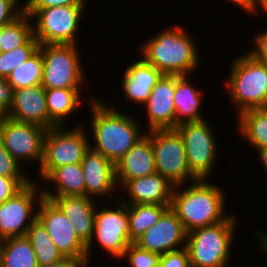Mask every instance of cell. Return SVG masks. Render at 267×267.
I'll return each mask as SVG.
<instances>
[{"mask_svg": "<svg viewBox=\"0 0 267 267\" xmlns=\"http://www.w3.org/2000/svg\"><path fill=\"white\" fill-rule=\"evenodd\" d=\"M31 181L29 178H7L0 175V204Z\"/></svg>", "mask_w": 267, "mask_h": 267, "instance_id": "d590c367", "label": "cell"}, {"mask_svg": "<svg viewBox=\"0 0 267 267\" xmlns=\"http://www.w3.org/2000/svg\"><path fill=\"white\" fill-rule=\"evenodd\" d=\"M158 267H191L186 247L162 254Z\"/></svg>", "mask_w": 267, "mask_h": 267, "instance_id": "e575fe53", "label": "cell"}, {"mask_svg": "<svg viewBox=\"0 0 267 267\" xmlns=\"http://www.w3.org/2000/svg\"><path fill=\"white\" fill-rule=\"evenodd\" d=\"M238 118L237 130L243 139L256 150L267 148V107L243 111Z\"/></svg>", "mask_w": 267, "mask_h": 267, "instance_id": "4316f807", "label": "cell"}, {"mask_svg": "<svg viewBox=\"0 0 267 267\" xmlns=\"http://www.w3.org/2000/svg\"><path fill=\"white\" fill-rule=\"evenodd\" d=\"M254 47L248 54H250L255 60L267 66V30L262 31L255 35Z\"/></svg>", "mask_w": 267, "mask_h": 267, "instance_id": "f35d334b", "label": "cell"}, {"mask_svg": "<svg viewBox=\"0 0 267 267\" xmlns=\"http://www.w3.org/2000/svg\"><path fill=\"white\" fill-rule=\"evenodd\" d=\"M258 236V240H261L260 246L263 248L265 251L264 253L266 254L267 257V234L266 233H261L260 231H257L256 234Z\"/></svg>", "mask_w": 267, "mask_h": 267, "instance_id": "7bdbcfd3", "label": "cell"}, {"mask_svg": "<svg viewBox=\"0 0 267 267\" xmlns=\"http://www.w3.org/2000/svg\"><path fill=\"white\" fill-rule=\"evenodd\" d=\"M82 128L78 126L66 130L65 126H55L47 130L39 168L41 179L54 168L82 162L85 152L90 148L88 134Z\"/></svg>", "mask_w": 267, "mask_h": 267, "instance_id": "ba28073f", "label": "cell"}, {"mask_svg": "<svg viewBox=\"0 0 267 267\" xmlns=\"http://www.w3.org/2000/svg\"><path fill=\"white\" fill-rule=\"evenodd\" d=\"M45 181L54 183L55 193L45 188L43 198L57 196L85 195V182L81 163L67 164L54 168L45 178Z\"/></svg>", "mask_w": 267, "mask_h": 267, "instance_id": "603a6c76", "label": "cell"}, {"mask_svg": "<svg viewBox=\"0 0 267 267\" xmlns=\"http://www.w3.org/2000/svg\"><path fill=\"white\" fill-rule=\"evenodd\" d=\"M7 117L49 129L45 88L40 84L13 90Z\"/></svg>", "mask_w": 267, "mask_h": 267, "instance_id": "e0dca14e", "label": "cell"}, {"mask_svg": "<svg viewBox=\"0 0 267 267\" xmlns=\"http://www.w3.org/2000/svg\"><path fill=\"white\" fill-rule=\"evenodd\" d=\"M85 182V196L94 199L96 196L112 197L117 183L115 165L101 153L89 148L81 162Z\"/></svg>", "mask_w": 267, "mask_h": 267, "instance_id": "ac0fdd59", "label": "cell"}, {"mask_svg": "<svg viewBox=\"0 0 267 267\" xmlns=\"http://www.w3.org/2000/svg\"><path fill=\"white\" fill-rule=\"evenodd\" d=\"M155 172L154 151L147 134L115 164L116 183L120 187L128 180L145 177Z\"/></svg>", "mask_w": 267, "mask_h": 267, "instance_id": "ffe728a7", "label": "cell"}, {"mask_svg": "<svg viewBox=\"0 0 267 267\" xmlns=\"http://www.w3.org/2000/svg\"><path fill=\"white\" fill-rule=\"evenodd\" d=\"M233 2L235 5L241 7L242 10L247 11V13H254L257 10L258 0H227Z\"/></svg>", "mask_w": 267, "mask_h": 267, "instance_id": "b9f144b4", "label": "cell"}, {"mask_svg": "<svg viewBox=\"0 0 267 267\" xmlns=\"http://www.w3.org/2000/svg\"><path fill=\"white\" fill-rule=\"evenodd\" d=\"M225 87L237 115L241 112L267 107V66L247 52L235 57Z\"/></svg>", "mask_w": 267, "mask_h": 267, "instance_id": "277c9868", "label": "cell"}, {"mask_svg": "<svg viewBox=\"0 0 267 267\" xmlns=\"http://www.w3.org/2000/svg\"><path fill=\"white\" fill-rule=\"evenodd\" d=\"M171 205L127 204L129 236L134 243L152 227Z\"/></svg>", "mask_w": 267, "mask_h": 267, "instance_id": "83f0119b", "label": "cell"}, {"mask_svg": "<svg viewBox=\"0 0 267 267\" xmlns=\"http://www.w3.org/2000/svg\"><path fill=\"white\" fill-rule=\"evenodd\" d=\"M84 6H60L44 9H23L32 20L33 36L41 44L77 45V31Z\"/></svg>", "mask_w": 267, "mask_h": 267, "instance_id": "52a82bcc", "label": "cell"}, {"mask_svg": "<svg viewBox=\"0 0 267 267\" xmlns=\"http://www.w3.org/2000/svg\"><path fill=\"white\" fill-rule=\"evenodd\" d=\"M21 165L9 154L0 139V175L7 178H28Z\"/></svg>", "mask_w": 267, "mask_h": 267, "instance_id": "836d02e7", "label": "cell"}, {"mask_svg": "<svg viewBox=\"0 0 267 267\" xmlns=\"http://www.w3.org/2000/svg\"><path fill=\"white\" fill-rule=\"evenodd\" d=\"M160 256L158 253L144 250L137 244L131 243L125 250L123 258L129 260L131 267H158Z\"/></svg>", "mask_w": 267, "mask_h": 267, "instance_id": "d6a6232c", "label": "cell"}, {"mask_svg": "<svg viewBox=\"0 0 267 267\" xmlns=\"http://www.w3.org/2000/svg\"><path fill=\"white\" fill-rule=\"evenodd\" d=\"M164 74L143 58L135 60L123 73L122 90L125 98L136 104H145L153 87Z\"/></svg>", "mask_w": 267, "mask_h": 267, "instance_id": "7402d4cb", "label": "cell"}, {"mask_svg": "<svg viewBox=\"0 0 267 267\" xmlns=\"http://www.w3.org/2000/svg\"><path fill=\"white\" fill-rule=\"evenodd\" d=\"M81 89H45L46 104L49 114V129L55 126H67L65 117L77 109L80 101ZM64 121V122H63Z\"/></svg>", "mask_w": 267, "mask_h": 267, "instance_id": "d4e9b609", "label": "cell"}, {"mask_svg": "<svg viewBox=\"0 0 267 267\" xmlns=\"http://www.w3.org/2000/svg\"><path fill=\"white\" fill-rule=\"evenodd\" d=\"M32 18L24 11L11 23L0 28V52L11 51L24 45L33 36Z\"/></svg>", "mask_w": 267, "mask_h": 267, "instance_id": "f546056e", "label": "cell"}, {"mask_svg": "<svg viewBox=\"0 0 267 267\" xmlns=\"http://www.w3.org/2000/svg\"><path fill=\"white\" fill-rule=\"evenodd\" d=\"M261 164L264 166L267 173V148L257 149Z\"/></svg>", "mask_w": 267, "mask_h": 267, "instance_id": "ee69618b", "label": "cell"}, {"mask_svg": "<svg viewBox=\"0 0 267 267\" xmlns=\"http://www.w3.org/2000/svg\"><path fill=\"white\" fill-rule=\"evenodd\" d=\"M225 194L216 184L199 179L188 187L176 186L170 208L182 222L185 231L189 232L225 221L229 217L225 209Z\"/></svg>", "mask_w": 267, "mask_h": 267, "instance_id": "7a4b0ae2", "label": "cell"}, {"mask_svg": "<svg viewBox=\"0 0 267 267\" xmlns=\"http://www.w3.org/2000/svg\"><path fill=\"white\" fill-rule=\"evenodd\" d=\"M176 75H163L153 87L144 104L147 110L149 131L176 128L175 95Z\"/></svg>", "mask_w": 267, "mask_h": 267, "instance_id": "2e32d148", "label": "cell"}, {"mask_svg": "<svg viewBox=\"0 0 267 267\" xmlns=\"http://www.w3.org/2000/svg\"><path fill=\"white\" fill-rule=\"evenodd\" d=\"M39 48L38 40L32 36L24 45L7 52H0V78L6 79L11 72L25 62Z\"/></svg>", "mask_w": 267, "mask_h": 267, "instance_id": "1f68e13d", "label": "cell"}, {"mask_svg": "<svg viewBox=\"0 0 267 267\" xmlns=\"http://www.w3.org/2000/svg\"><path fill=\"white\" fill-rule=\"evenodd\" d=\"M13 90L7 80L0 78V121L7 117L8 109L12 103Z\"/></svg>", "mask_w": 267, "mask_h": 267, "instance_id": "ab89813d", "label": "cell"}, {"mask_svg": "<svg viewBox=\"0 0 267 267\" xmlns=\"http://www.w3.org/2000/svg\"><path fill=\"white\" fill-rule=\"evenodd\" d=\"M47 130L40 125L15 121L9 117L0 121V139L3 146L19 164L23 161H36L41 164Z\"/></svg>", "mask_w": 267, "mask_h": 267, "instance_id": "4fadbf2b", "label": "cell"}, {"mask_svg": "<svg viewBox=\"0 0 267 267\" xmlns=\"http://www.w3.org/2000/svg\"><path fill=\"white\" fill-rule=\"evenodd\" d=\"M129 198L125 204L171 205L173 186L160 173L126 181L122 186Z\"/></svg>", "mask_w": 267, "mask_h": 267, "instance_id": "44dd1931", "label": "cell"}, {"mask_svg": "<svg viewBox=\"0 0 267 267\" xmlns=\"http://www.w3.org/2000/svg\"><path fill=\"white\" fill-rule=\"evenodd\" d=\"M52 201L70 220L73 230L80 240L87 245L93 235L97 205L85 195L57 196L45 198Z\"/></svg>", "mask_w": 267, "mask_h": 267, "instance_id": "d6986e66", "label": "cell"}, {"mask_svg": "<svg viewBox=\"0 0 267 267\" xmlns=\"http://www.w3.org/2000/svg\"><path fill=\"white\" fill-rule=\"evenodd\" d=\"M188 77L176 75L175 95L173 97L176 110V126L183 122L206 119L199 111L202 102V91L195 88L189 82L190 78L188 79Z\"/></svg>", "mask_w": 267, "mask_h": 267, "instance_id": "cb8c5ba5", "label": "cell"}, {"mask_svg": "<svg viewBox=\"0 0 267 267\" xmlns=\"http://www.w3.org/2000/svg\"><path fill=\"white\" fill-rule=\"evenodd\" d=\"M186 237L182 222L169 207L134 243L144 250L162 255L186 247Z\"/></svg>", "mask_w": 267, "mask_h": 267, "instance_id": "9a60e30c", "label": "cell"}, {"mask_svg": "<svg viewBox=\"0 0 267 267\" xmlns=\"http://www.w3.org/2000/svg\"><path fill=\"white\" fill-rule=\"evenodd\" d=\"M40 190L32 180L0 204V241L26 236L29 227L37 220L34 203L39 204L43 199L42 189Z\"/></svg>", "mask_w": 267, "mask_h": 267, "instance_id": "7c38bea8", "label": "cell"}, {"mask_svg": "<svg viewBox=\"0 0 267 267\" xmlns=\"http://www.w3.org/2000/svg\"><path fill=\"white\" fill-rule=\"evenodd\" d=\"M43 77V58L38 49L6 78L12 90L40 85Z\"/></svg>", "mask_w": 267, "mask_h": 267, "instance_id": "4dcf8cb0", "label": "cell"}, {"mask_svg": "<svg viewBox=\"0 0 267 267\" xmlns=\"http://www.w3.org/2000/svg\"><path fill=\"white\" fill-rule=\"evenodd\" d=\"M0 267H39L35 251L26 236L0 241Z\"/></svg>", "mask_w": 267, "mask_h": 267, "instance_id": "484cf974", "label": "cell"}, {"mask_svg": "<svg viewBox=\"0 0 267 267\" xmlns=\"http://www.w3.org/2000/svg\"><path fill=\"white\" fill-rule=\"evenodd\" d=\"M189 34L178 25L160 31L141 44L142 58L164 75L188 76L199 66L198 45Z\"/></svg>", "mask_w": 267, "mask_h": 267, "instance_id": "3957f363", "label": "cell"}, {"mask_svg": "<svg viewBox=\"0 0 267 267\" xmlns=\"http://www.w3.org/2000/svg\"><path fill=\"white\" fill-rule=\"evenodd\" d=\"M235 219L229 215L225 221L187 232L186 249L191 267H227L236 233Z\"/></svg>", "mask_w": 267, "mask_h": 267, "instance_id": "5b68a950", "label": "cell"}, {"mask_svg": "<svg viewBox=\"0 0 267 267\" xmlns=\"http://www.w3.org/2000/svg\"><path fill=\"white\" fill-rule=\"evenodd\" d=\"M37 208V220L65 258L87 260L86 245L73 230L70 220L50 200L43 198Z\"/></svg>", "mask_w": 267, "mask_h": 267, "instance_id": "5bb4252c", "label": "cell"}, {"mask_svg": "<svg viewBox=\"0 0 267 267\" xmlns=\"http://www.w3.org/2000/svg\"><path fill=\"white\" fill-rule=\"evenodd\" d=\"M259 7H261V10H264L263 12H265L267 14V0H258V4H257V10L255 13H259L258 9Z\"/></svg>", "mask_w": 267, "mask_h": 267, "instance_id": "f6af8a7d", "label": "cell"}, {"mask_svg": "<svg viewBox=\"0 0 267 267\" xmlns=\"http://www.w3.org/2000/svg\"><path fill=\"white\" fill-rule=\"evenodd\" d=\"M77 45L41 44L39 50L43 58L41 85L45 89H82L85 80L82 61Z\"/></svg>", "mask_w": 267, "mask_h": 267, "instance_id": "8992f818", "label": "cell"}, {"mask_svg": "<svg viewBox=\"0 0 267 267\" xmlns=\"http://www.w3.org/2000/svg\"><path fill=\"white\" fill-rule=\"evenodd\" d=\"M86 0H26L23 9H44L60 6H84Z\"/></svg>", "mask_w": 267, "mask_h": 267, "instance_id": "74e56055", "label": "cell"}, {"mask_svg": "<svg viewBox=\"0 0 267 267\" xmlns=\"http://www.w3.org/2000/svg\"><path fill=\"white\" fill-rule=\"evenodd\" d=\"M18 2L19 0H0V28L11 23L23 12V6Z\"/></svg>", "mask_w": 267, "mask_h": 267, "instance_id": "8d00e7d4", "label": "cell"}, {"mask_svg": "<svg viewBox=\"0 0 267 267\" xmlns=\"http://www.w3.org/2000/svg\"><path fill=\"white\" fill-rule=\"evenodd\" d=\"M89 263L90 262H88L87 260L65 258L53 264L41 265L39 267H88Z\"/></svg>", "mask_w": 267, "mask_h": 267, "instance_id": "60d3db41", "label": "cell"}, {"mask_svg": "<svg viewBox=\"0 0 267 267\" xmlns=\"http://www.w3.org/2000/svg\"><path fill=\"white\" fill-rule=\"evenodd\" d=\"M151 139L156 172L165 177L173 186L187 184L197 179L191 174L187 163L185 145L176 129L145 132Z\"/></svg>", "mask_w": 267, "mask_h": 267, "instance_id": "9c48e42d", "label": "cell"}, {"mask_svg": "<svg viewBox=\"0 0 267 267\" xmlns=\"http://www.w3.org/2000/svg\"><path fill=\"white\" fill-rule=\"evenodd\" d=\"M26 237L35 251L38 264L48 265L65 259L52 242L45 227L36 220L28 229Z\"/></svg>", "mask_w": 267, "mask_h": 267, "instance_id": "f1b7e54d", "label": "cell"}, {"mask_svg": "<svg viewBox=\"0 0 267 267\" xmlns=\"http://www.w3.org/2000/svg\"><path fill=\"white\" fill-rule=\"evenodd\" d=\"M181 135L191 174L197 179H210L217 153L216 136L212 126L202 121L183 122L175 128ZM213 167V168H212Z\"/></svg>", "mask_w": 267, "mask_h": 267, "instance_id": "30bf717a", "label": "cell"}, {"mask_svg": "<svg viewBox=\"0 0 267 267\" xmlns=\"http://www.w3.org/2000/svg\"><path fill=\"white\" fill-rule=\"evenodd\" d=\"M91 100L90 132L95 146L90 143V148L115 165L146 133H141L138 120L130 114L116 111L99 99Z\"/></svg>", "mask_w": 267, "mask_h": 267, "instance_id": "6da1fadb", "label": "cell"}, {"mask_svg": "<svg viewBox=\"0 0 267 267\" xmlns=\"http://www.w3.org/2000/svg\"><path fill=\"white\" fill-rule=\"evenodd\" d=\"M116 205L117 208L114 209L102 206L96 211L93 235L86 245L88 262H90L92 244L96 238L99 246L117 260L123 258L125 250L132 243L129 236L127 204L122 201Z\"/></svg>", "mask_w": 267, "mask_h": 267, "instance_id": "8fae6325", "label": "cell"}]
</instances>
